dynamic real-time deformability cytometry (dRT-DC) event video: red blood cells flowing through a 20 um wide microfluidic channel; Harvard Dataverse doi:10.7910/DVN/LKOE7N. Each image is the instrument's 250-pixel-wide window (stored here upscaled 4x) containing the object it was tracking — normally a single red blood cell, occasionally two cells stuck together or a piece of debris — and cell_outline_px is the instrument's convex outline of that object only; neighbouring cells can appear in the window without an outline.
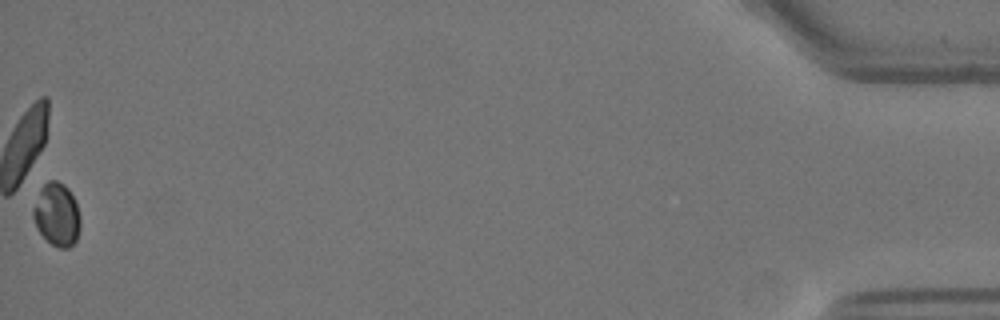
{"species": "Egyptian fruit bat (a non-hibernating species)", "species_latin": "Rousettus aegyptiacus", "temperature_condition": "warm", "stored_images_in_passage": 57, "camera_frame_rate_fps": 3000, "um_per_image_px": 0.085, "animal": {"sex": "female"}, "frame": {"image": 1, "passage_image": 57, "time_ms": 18.667, "image_size_px": [1000, 320], "cell_outline_px": [[80, 228], [76, 240], [68, 248], [60, 248], [52, 244], [36, 228], [32, 216], [32, 208], [40, 184], [48, 180], [56, 180], [64, 184], [68, 188], [76, 204], [80, 216]], "centroid_in_image_um": [4.79, 18.19], "position_along_channel_um": 430.4, "area_um2": 17.57}}